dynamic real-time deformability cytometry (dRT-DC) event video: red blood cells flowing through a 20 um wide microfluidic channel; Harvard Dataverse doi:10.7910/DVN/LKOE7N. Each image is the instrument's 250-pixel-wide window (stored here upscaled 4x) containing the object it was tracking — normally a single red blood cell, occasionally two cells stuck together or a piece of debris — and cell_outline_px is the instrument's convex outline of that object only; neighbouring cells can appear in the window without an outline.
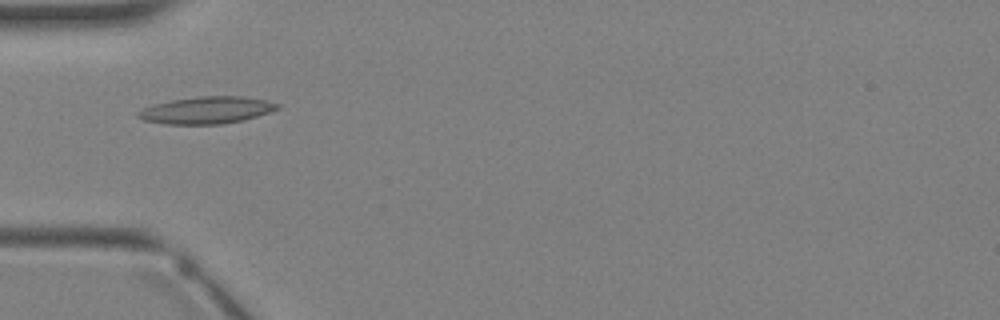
{"species": "Egyptian fruit bat (a non-hibernating species)", "species_latin": "Rousettus aegyptiacus", "temperature_condition": "warm", "stored_images_in_passage": 1, "camera_frame_rate_fps": 3000, "um_per_image_px": 0.085, "animal": {"sex": "female"}, "frame": {"image": 1, "passage_image": 1, "time_ms": 0.0, "image_size_px": [1000, 320], "cell_outline_px": [[280, 108], [244, 120], [220, 124], [164, 124], [144, 120], [136, 116], [136, 112], [152, 104], [172, 100], [200, 96], [240, 96], [268, 100], [280, 104]], "centroid_in_image_um": [17.55, 9.36], "position_along_channel_um": 67.4, "area_um2": 21.96}}